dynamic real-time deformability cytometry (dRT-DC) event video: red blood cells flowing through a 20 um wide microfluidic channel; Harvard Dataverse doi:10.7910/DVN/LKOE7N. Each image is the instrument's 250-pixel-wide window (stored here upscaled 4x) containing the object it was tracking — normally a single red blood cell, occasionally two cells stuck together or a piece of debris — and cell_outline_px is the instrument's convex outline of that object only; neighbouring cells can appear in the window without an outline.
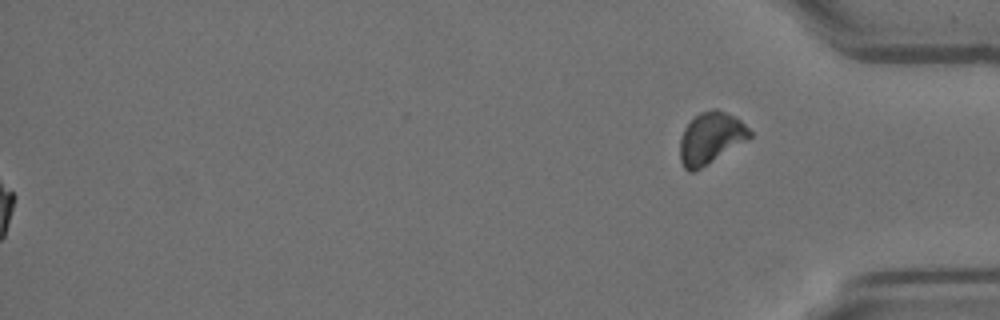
{"species": "Egyptian fruit bat (a non-hibernating species)", "species_latin": "Rousettus aegyptiacus", "temperature_condition": "room temperature", "stored_images_in_passage": 52, "segment_of_instrument_passage": [2, 2], "camera_frame_rate_fps": 3000, "um_per_image_px": 0.085, "animal": {"sex": "female"}, "frame": {"image": 1, "passage_image": 52, "time_ms": 17.0, "image_size_px": [1000, 320], "cell_outline_px": [[752, 136], [748, 140], [700, 168], [692, 172], [688, 172], [684, 168], [680, 160], [680, 140], [684, 128], [700, 112], [712, 108], [716, 108], [736, 116], [752, 132]], "centroid_in_image_um": [60.42, 11.72], "position_along_channel_um": 374.8, "area_um2": 20.92}}